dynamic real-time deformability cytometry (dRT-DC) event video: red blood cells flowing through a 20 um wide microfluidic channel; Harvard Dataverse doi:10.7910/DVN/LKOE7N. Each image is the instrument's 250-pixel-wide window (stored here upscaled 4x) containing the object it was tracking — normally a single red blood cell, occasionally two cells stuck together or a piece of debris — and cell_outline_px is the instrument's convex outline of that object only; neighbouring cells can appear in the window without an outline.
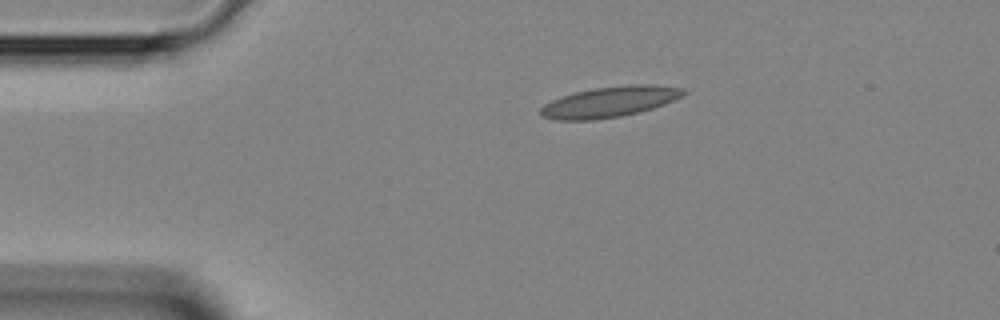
{"species": "Egyptian fruit bat (a non-hibernating species)", "species_latin": "Rousettus aegyptiacus", "temperature_condition": "room temperature", "stored_images_in_passage": 36, "camera_frame_rate_fps": 3000, "um_per_image_px": 0.085, "animal": {"sex": "female"}, "frame": {"image": 1, "passage_image": 1, "time_ms": 0.0, "image_size_px": [1000, 320], "cell_outline_px": [[688, 92], [664, 104], [640, 112], [620, 116], [596, 120], [556, 120], [540, 116], [540, 108], [544, 104], [552, 100], [576, 92], [592, 88], [628, 84], [656, 84], [684, 88]], "centroid_in_image_um": [51.83, 8.65], "position_along_channel_um": 33.2, "area_um2": 25.61}}
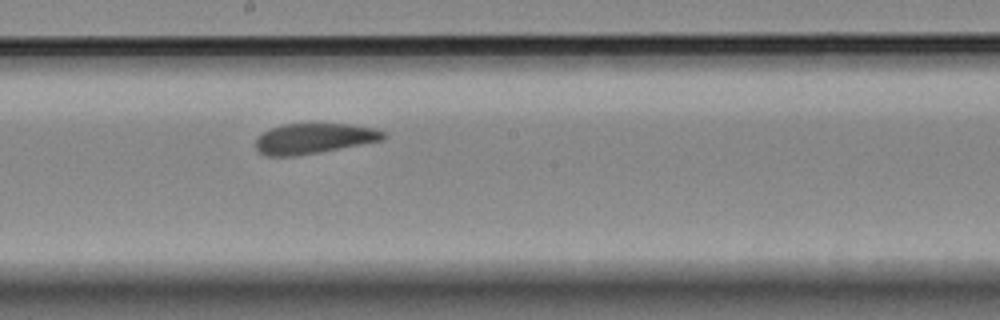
{"frame": {"image": 2, "passage_image": 16, "time_ms": 5.0, "image_size_px": [1000, 320], "cell_outline_px": [[388, 136], [384, 140], [320, 152], [296, 156], [264, 156], [256, 148], [256, 136], [272, 128], [284, 124], [352, 124], [376, 128], [384, 132]], "centroid_in_image_um": [26.71, 11.77], "position_along_channel_um": 221.5, "area_um2": 22.72}}
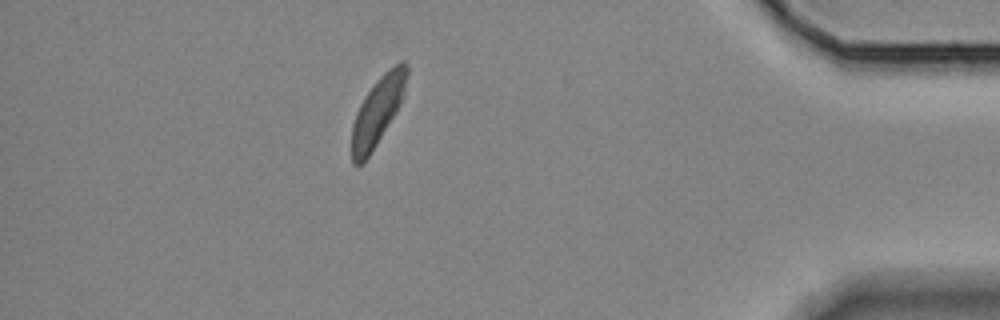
{"frame": {"image": 3, "passage_image": 31, "time_ms": 10.0, "image_size_px": [1000, 320], "cell_outline_px": [[408, 72], [404, 96], [396, 112], [376, 144], [368, 156], [356, 168], [352, 164], [352, 124], [356, 112], [364, 96], [376, 80], [388, 68], [400, 60], [404, 60], [408, 64]], "centroid_in_image_um": [32.11, 9.38], "position_along_channel_um": 403.1, "area_um2": 21.91}}